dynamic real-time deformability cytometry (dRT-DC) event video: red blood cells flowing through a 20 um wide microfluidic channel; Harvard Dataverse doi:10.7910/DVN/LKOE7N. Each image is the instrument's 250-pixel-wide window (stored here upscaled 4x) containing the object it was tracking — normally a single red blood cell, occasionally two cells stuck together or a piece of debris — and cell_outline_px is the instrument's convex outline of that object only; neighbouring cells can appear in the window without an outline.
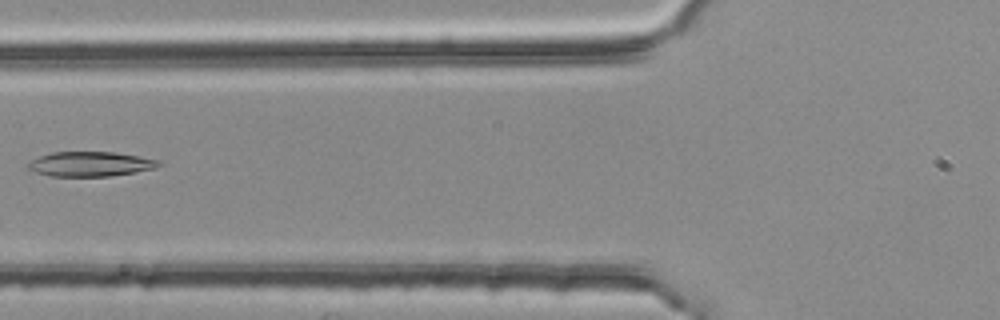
{"species": "common noctule bat (a hibernating species)", "species_latin": "Nyctalus noctula", "temperature_condition": "room temperature", "stored_images_in_passage": 2, "camera_frame_rate_fps": 3000, "um_per_image_px": 0.085, "animal": {"sex": "female", "body_mass_g": 25.1}, "frame": {"image": 1, "passage_image": 2, "time_ms": 0.333, "image_size_px": [1000, 320], "cell_outline_px": [[164, 164], [156, 168], [136, 172], [112, 176], [52, 176], [36, 172], [28, 168], [28, 164], [32, 160], [40, 156], [52, 152], [116, 152], [160, 160]], "centroid_in_image_um": [7.75, 13.94], "position_along_channel_um": 118.0, "area_um2": 18.84}}